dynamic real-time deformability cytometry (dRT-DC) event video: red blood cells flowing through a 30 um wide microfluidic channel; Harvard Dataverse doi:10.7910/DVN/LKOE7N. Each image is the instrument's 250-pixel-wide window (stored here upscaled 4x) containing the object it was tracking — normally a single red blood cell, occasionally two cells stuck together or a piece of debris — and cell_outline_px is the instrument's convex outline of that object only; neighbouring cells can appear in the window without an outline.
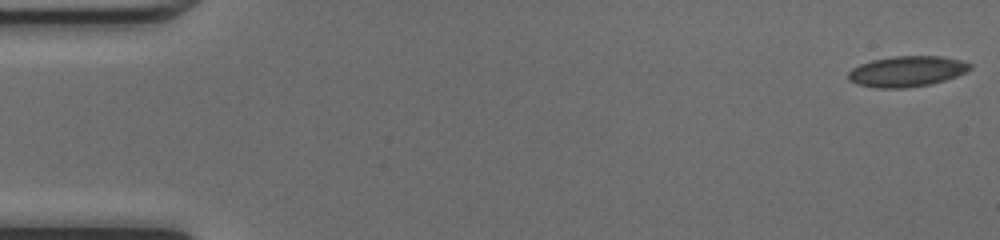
{"species": "common noctule bat (a hibernating species)", "species_latin": "Nyctalus noctula", "temperature_condition": "cold", "stored_images_in_passage": 49, "camera_frame_rate_fps": 3000, "um_per_image_px": 0.085, "animal": {"sex": "female", "body_mass_g": 17.0, "forearm_length_mm": 48.0}, "frame": {"image": 1, "passage_image": 1, "time_ms": 0.0, "image_size_px": [1000, 240], "cell_outline_px": [[972, 68], [956, 76], [932, 84], [908, 88], [876, 88], [856, 84], [848, 80], [848, 72], [852, 68], [860, 64], [872, 60], [892, 56], [940, 56], [960, 60], [972, 64]], "centroid_in_image_um": [77.05, 6.07], "position_along_channel_um": 7.9, "area_um2": 21.85}}
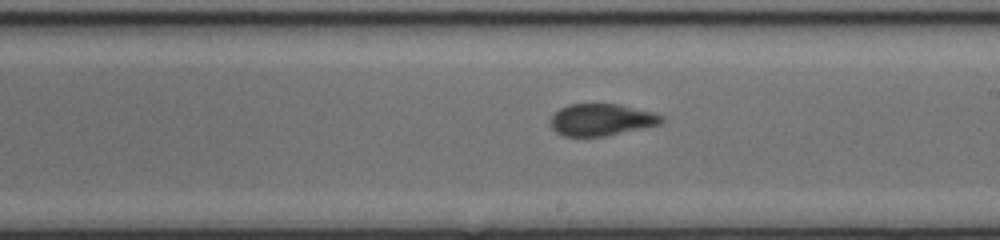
{"frame": {"image": 2, "passage_image": 28, "time_ms": 9.0, "image_size_px": [1000, 240], "cell_outline_px": [[664, 120], [660, 124], [604, 136], [564, 136], [556, 132], [552, 128], [548, 120], [560, 108], [568, 104], [616, 104], [652, 112], [664, 116]], "centroid_in_image_um": [51.08, 10.18], "position_along_channel_um": 237.9, "area_um2": 20.46}}
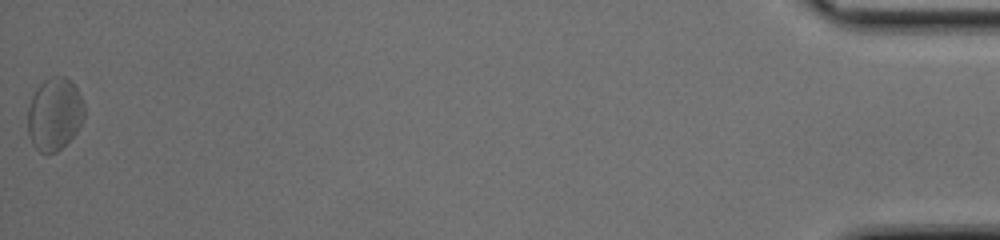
{"frame": {"image": 3, "passage_image": 49, "time_ms": 16.0, "image_size_px": [1000, 240], "cell_outline_px": [[84, 116], [76, 132], [56, 152], [40, 152], [32, 144], [28, 132], [28, 108], [32, 96], [36, 88], [44, 80], [52, 76], [64, 76], [72, 80], [84, 104]], "centroid_in_image_um": [4.62, 9.66], "position_along_channel_um": 430.6, "area_um2": 23.76}, "authors_computed_cell_mechanics": {"area_um2": 21.5016, "velocity_mm_per_s": 4.222, "shape_relaxation_time_tau1_ms": 7.318, "shape_relaxation_time_tau2_ms": 1.4143, "deformation_change_tau1": 0.1586, "deformation_change_tau2": 0.0748}}